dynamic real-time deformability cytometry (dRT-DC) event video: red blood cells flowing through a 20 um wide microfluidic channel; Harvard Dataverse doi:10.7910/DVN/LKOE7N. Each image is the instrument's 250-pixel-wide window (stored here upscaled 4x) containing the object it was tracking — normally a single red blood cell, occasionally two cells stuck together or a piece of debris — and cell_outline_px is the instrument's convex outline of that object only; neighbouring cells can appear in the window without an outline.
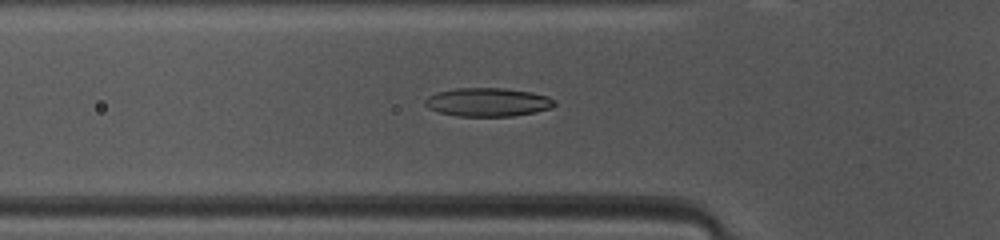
{"species": "common noctule bat (a hibernating species)", "species_latin": "Nyctalus noctula", "temperature_condition": "warm", "stored_images_in_passage": 47, "camera_frame_rate_fps": 3000, "um_per_image_px": 0.085, "animal": {"sex": "female", "body_mass_g": 10.0, "forearm_length_mm": 53.1}, "frame": {"image": 1, "passage_image": 14, "time_ms": 4.333, "image_size_px": [1000, 240], "cell_outline_px": [[556, 104], [552, 108], [536, 112], [512, 116], [456, 116], [440, 112], [428, 108], [424, 104], [424, 100], [428, 96], [436, 92], [456, 88], [504, 88], [532, 92], [548, 96], [556, 100]], "centroid_in_image_um": [41.48, 8.68], "position_along_channel_um": 84.3, "area_um2": 21.73}}
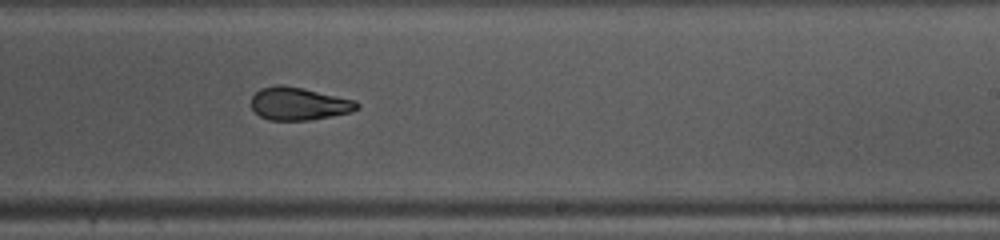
{"frame": {"image": 2, "passage_image": 27, "time_ms": 8.667, "image_size_px": [1000, 240], "cell_outline_px": [[360, 108], [352, 112], [308, 120], [268, 120], [260, 116], [252, 108], [252, 96], [260, 88], [280, 84], [304, 88], [356, 100], [360, 104]], "centroid_in_image_um": [25.43, 8.81], "position_along_channel_um": 263.6, "area_um2": 20.29}}
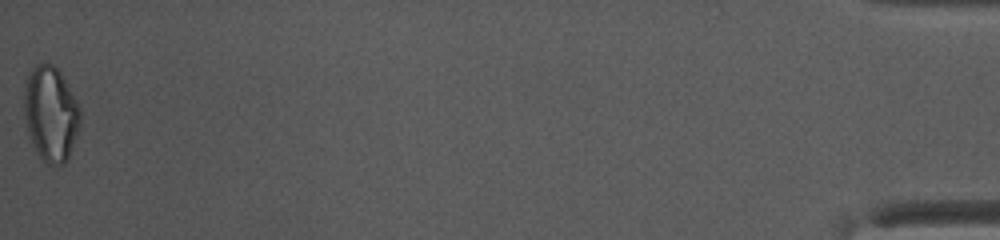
{"frame": {"image": 3, "passage_image": 47, "time_ms": 15.333, "image_size_px": [1000, 240], "cell_outline_px": [[80, 124], [68, 160], [64, 164], [48, 164], [36, 152], [32, 144], [28, 132], [24, 116], [24, 84], [32, 68], [36, 64], [52, 64], [60, 72], [76, 100], [80, 108]], "centroid_in_image_um": [4.3, 9.68], "position_along_channel_um": 430.9, "area_um2": 30.92}, "authors_computed_cell_mechanics": {"area_um2": 21.3282, "velocity_mm_per_s": 4.1123, "shape_relaxation_time_tau1_ms": 7.0528, "shape_relaxation_time_tau2_ms": 2.0243, "deformation_change_tau1": 0.2125, "deformation_change_tau2": 0.097}}